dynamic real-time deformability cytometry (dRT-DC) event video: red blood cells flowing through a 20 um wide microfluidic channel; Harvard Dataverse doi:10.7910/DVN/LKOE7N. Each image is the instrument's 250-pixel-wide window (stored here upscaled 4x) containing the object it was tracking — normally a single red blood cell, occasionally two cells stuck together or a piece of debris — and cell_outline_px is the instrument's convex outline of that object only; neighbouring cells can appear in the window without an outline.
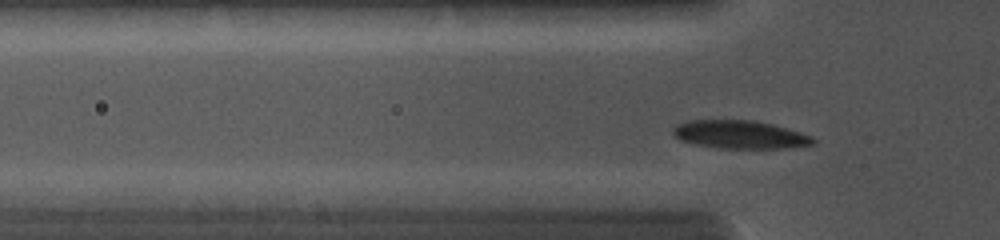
{"species": "common noctule bat (a hibernating species)", "species_latin": "Nyctalus noctula", "temperature_condition": "cold", "stored_images_in_passage": 54, "camera_frame_rate_fps": 5000, "um_per_image_px": 0.085, "animal": {"sex": "female", "body_mass_g": 19.0, "forearm_length_mm": 56.7}, "frame": {"image": 1, "passage_image": 7, "time_ms": 2.0, "image_size_px": [1000, 240], "cell_outline_px": [[816, 144], [784, 148], [720, 148], [696, 144], [680, 140], [672, 132], [672, 128], [676, 124], [688, 120], [756, 120], [772, 124], [800, 132], [812, 136], [816, 140]], "centroid_in_image_um": [62.9, 11.43], "position_along_channel_um": 62.9, "area_um2": 23.0}}
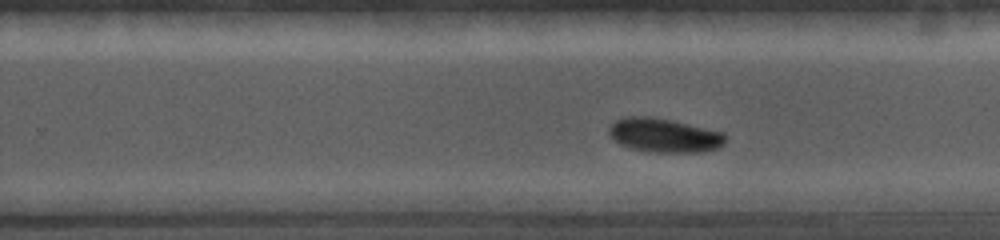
{"frame": {"image": 2, "passage_image": 32, "time_ms": 6.8, "image_size_px": [1000, 240], "cell_outline_px": [[724, 144], [720, 148], [704, 152], [644, 152], [628, 148], [620, 144], [608, 132], [608, 128], [616, 120], [628, 116], [652, 116], [672, 120], [724, 132]], "centroid_in_image_um": [56.46, 11.51], "position_along_channel_um": 273.3, "area_um2": 23.29}}
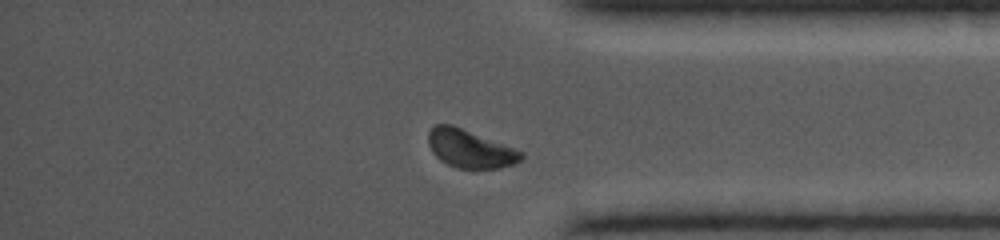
{"frame": {"image": 3, "passage_image": 48, "time_ms": 9.6, "image_size_px": [1000, 240], "cell_outline_px": [[524, 156], [520, 160], [512, 164], [500, 168], [472, 172], [456, 168], [440, 160], [432, 152], [428, 144], [428, 132], [436, 124], [452, 124], [516, 148], [524, 152]], "centroid_in_image_um": [39.97, 12.68], "position_along_channel_um": 395.2, "area_um2": 21.33}}